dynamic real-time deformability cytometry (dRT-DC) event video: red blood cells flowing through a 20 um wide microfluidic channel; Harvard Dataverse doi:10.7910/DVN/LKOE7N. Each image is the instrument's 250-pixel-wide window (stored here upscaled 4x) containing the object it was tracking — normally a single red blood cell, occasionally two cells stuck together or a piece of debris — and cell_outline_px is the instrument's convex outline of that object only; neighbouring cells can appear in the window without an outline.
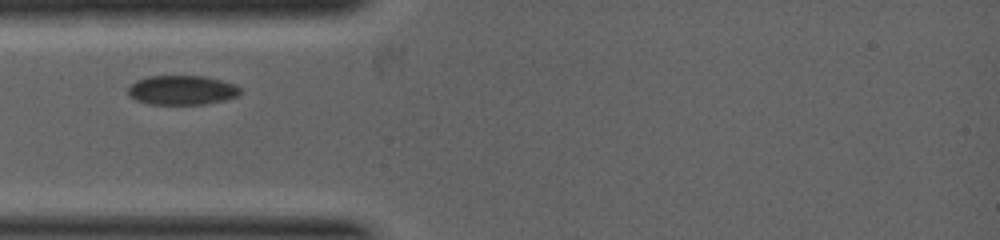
{"species": "common noctule bat (a hibernating species)", "species_latin": "Nyctalus noctula", "temperature_condition": "warm", "stored_images_in_passage": 17, "camera_frame_rate_fps": 5000, "um_per_image_px": 0.085, "animal": {"sex": "female", "body_mass_g": 19.0, "forearm_length_mm": 53.3}, "frame": {"image": 1, "passage_image": 1, "time_ms": 0.0, "image_size_px": [1000, 240], "cell_outline_px": [[240, 96], [224, 100], [204, 104], [148, 104], [136, 100], [128, 96], [128, 88], [136, 80], [148, 76], [204, 76], [236, 84], [240, 88]], "centroid_in_image_um": [15.47, 7.66], "position_along_channel_um": 69.5, "area_um2": 19.31}}
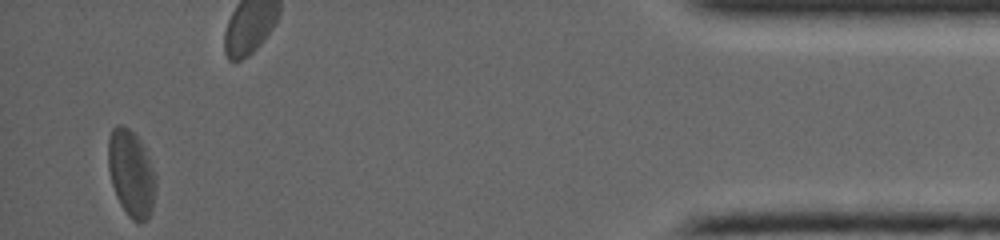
{"frame": {"image": 2, "passage_image": 17, "time_ms": 5.4, "image_size_px": [1000, 240], "cell_outline_px": [[156, 184], [152, 208], [148, 216], [140, 224], [132, 220], [128, 216], [120, 204], [116, 196], [112, 184], [108, 168], [108, 136], [112, 128], [116, 124], [120, 124], [128, 128], [140, 140], [144, 148], [156, 176]], "centroid_in_image_um": [11.13, 14.73], "position_along_channel_um": 424.1, "area_um2": 23.99}}